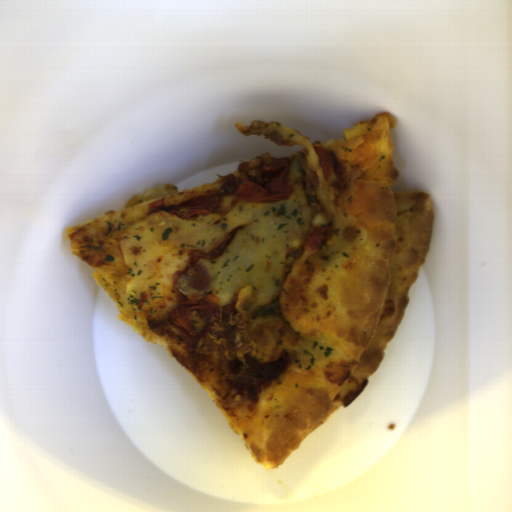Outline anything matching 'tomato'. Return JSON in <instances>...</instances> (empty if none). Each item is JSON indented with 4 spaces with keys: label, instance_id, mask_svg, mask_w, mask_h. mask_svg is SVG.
<instances>
[{
    "label": "tomato",
    "instance_id": "obj_1",
    "mask_svg": "<svg viewBox=\"0 0 512 512\" xmlns=\"http://www.w3.org/2000/svg\"><path fill=\"white\" fill-rule=\"evenodd\" d=\"M219 318V306L210 300L194 299L179 303L168 320L196 341L205 337Z\"/></svg>",
    "mask_w": 512,
    "mask_h": 512
},
{
    "label": "tomato",
    "instance_id": "obj_2",
    "mask_svg": "<svg viewBox=\"0 0 512 512\" xmlns=\"http://www.w3.org/2000/svg\"><path fill=\"white\" fill-rule=\"evenodd\" d=\"M220 201V195H199L181 200L166 213L182 216L193 221L199 220L203 216L212 215Z\"/></svg>",
    "mask_w": 512,
    "mask_h": 512
},
{
    "label": "tomato",
    "instance_id": "obj_3",
    "mask_svg": "<svg viewBox=\"0 0 512 512\" xmlns=\"http://www.w3.org/2000/svg\"><path fill=\"white\" fill-rule=\"evenodd\" d=\"M294 194L296 192L292 185L283 192L272 193L248 180L241 183L239 189L235 191L237 197L254 204H272L287 199Z\"/></svg>",
    "mask_w": 512,
    "mask_h": 512
},
{
    "label": "tomato",
    "instance_id": "obj_4",
    "mask_svg": "<svg viewBox=\"0 0 512 512\" xmlns=\"http://www.w3.org/2000/svg\"><path fill=\"white\" fill-rule=\"evenodd\" d=\"M332 237L331 227H324L308 233L307 239L302 244L306 252H318L319 249Z\"/></svg>",
    "mask_w": 512,
    "mask_h": 512
},
{
    "label": "tomato",
    "instance_id": "obj_5",
    "mask_svg": "<svg viewBox=\"0 0 512 512\" xmlns=\"http://www.w3.org/2000/svg\"><path fill=\"white\" fill-rule=\"evenodd\" d=\"M314 151L318 155V162L320 163L324 180L330 179L334 170V160L330 151L321 146H315Z\"/></svg>",
    "mask_w": 512,
    "mask_h": 512
}]
</instances>
